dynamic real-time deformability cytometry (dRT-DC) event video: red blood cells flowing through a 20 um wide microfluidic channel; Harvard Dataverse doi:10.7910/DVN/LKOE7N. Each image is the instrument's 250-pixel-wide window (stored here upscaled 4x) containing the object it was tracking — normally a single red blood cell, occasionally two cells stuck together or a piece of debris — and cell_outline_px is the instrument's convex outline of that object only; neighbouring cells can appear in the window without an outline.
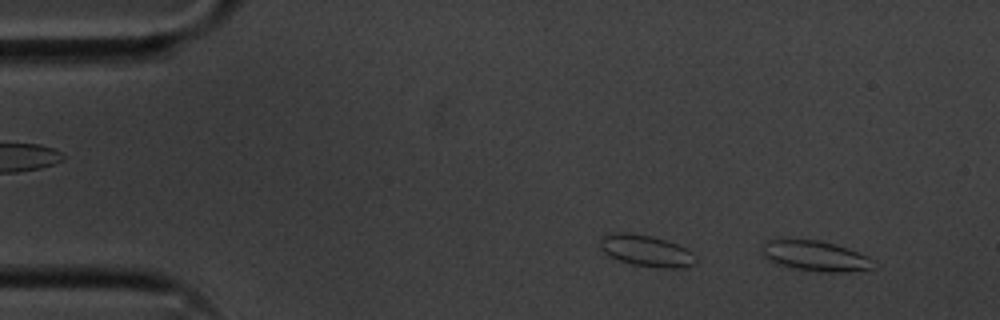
{"species": "common noctule bat (a hibernating species)", "species_latin": "Nyctalus noctula", "temperature_condition": "cold", "stored_images_in_passage": 49, "camera_frame_rate_fps": 3000, "um_per_image_px": 0.085, "animal": {"sex": "male", "body_mass_g": 20.1, "forearm_length_mm": 53.5}, "frame": {"image": 1, "passage_image": 2, "time_ms": 0.333, "image_size_px": [1000, 320], "cell_outline_px": [[872, 268], [844, 272], [824, 272], [788, 268], [772, 264], [764, 256], [764, 244], [768, 240], [820, 240], [868, 256], [872, 260]], "centroid_in_image_um": [69.24, 21.78], "position_along_channel_um": 15.8, "area_um2": 19.31}}
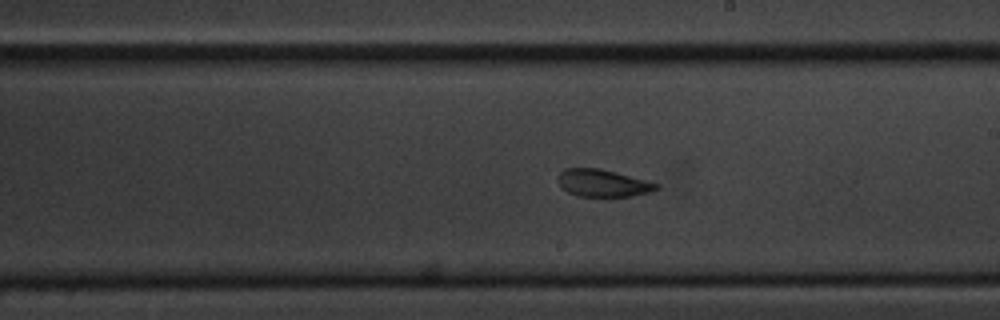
{"frame": {"image": 2, "passage_image": 29, "time_ms": 9.333, "image_size_px": [1000, 320], "cell_outline_px": [[660, 188], [648, 192], [632, 196], [576, 196], [560, 188], [556, 180], [556, 176], [564, 168], [600, 168], [660, 184]], "centroid_in_image_um": [51.17, 15.56], "position_along_channel_um": 237.8, "area_um2": 15.78}}
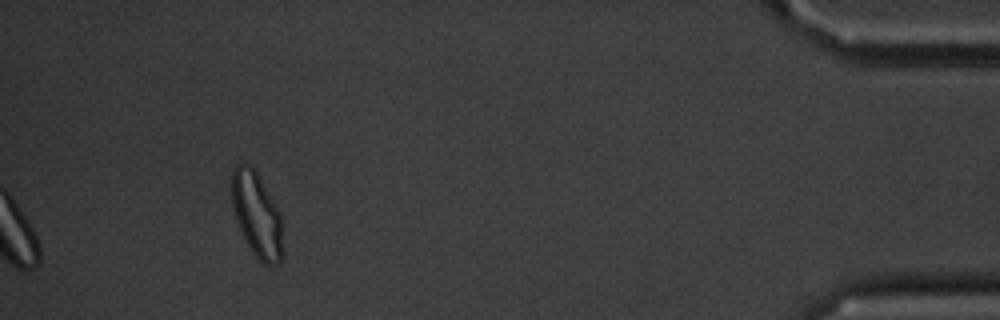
{"frame": {"image": 3, "passage_image": 49, "time_ms": 16.0, "image_size_px": [1000, 320], "cell_outline_px": [[284, 252], [280, 264], [264, 264], [252, 252], [236, 220], [232, 204], [232, 168], [236, 164], [248, 164], [256, 172], [280, 212]], "centroid_in_image_um": [21.85, 18.28], "position_along_channel_um": 413.4, "area_um2": 25.03}, "authors_computed_cell_mechanics": {"area_um2": 17.3978, "velocity_mm_per_s": 3.5753, "shape_relaxation_time_tau1_ms": 3.8804, "shape_relaxation_time_tau2_ms": 2.0589, "deformation_change_tau1": 0.1043, "deformation_change_tau2": 0.0765}}